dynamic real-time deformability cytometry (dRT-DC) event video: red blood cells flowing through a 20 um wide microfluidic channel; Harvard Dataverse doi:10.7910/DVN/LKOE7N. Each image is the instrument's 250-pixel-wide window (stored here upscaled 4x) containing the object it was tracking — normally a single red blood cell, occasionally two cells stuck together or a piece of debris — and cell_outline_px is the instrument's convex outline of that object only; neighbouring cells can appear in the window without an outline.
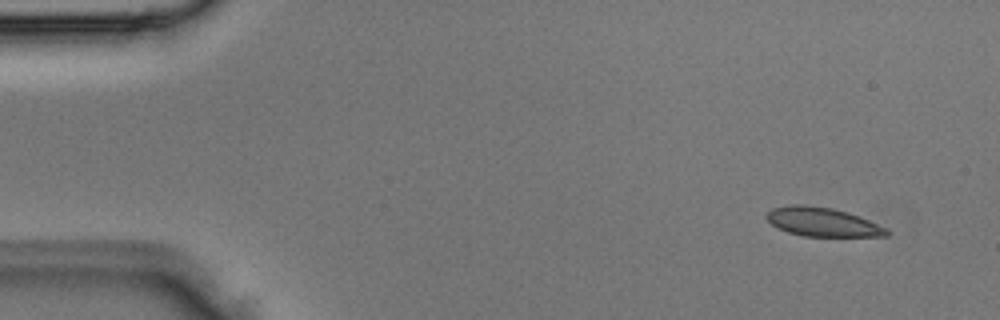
{"species": "Egyptian fruit bat (a non-hibernating species)", "species_latin": "Rousettus aegyptiacus", "temperature_condition": "room temperature", "stored_images_in_passage": 3, "camera_frame_rate_fps": 3000, "um_per_image_px": 0.085, "animal": {"sex": "male"}, "frame": {"image": 1, "passage_image": 1, "time_ms": 0.0, "image_size_px": [1000, 320], "cell_outline_px": [[892, 232], [888, 236], [804, 236], [788, 232], [772, 224], [764, 216], [772, 208], [792, 204], [804, 204], [832, 208], [848, 212], [860, 216], [888, 228]], "centroid_in_image_um": [69.96, 18.86], "position_along_channel_um": 15.0, "area_um2": 20.35}}
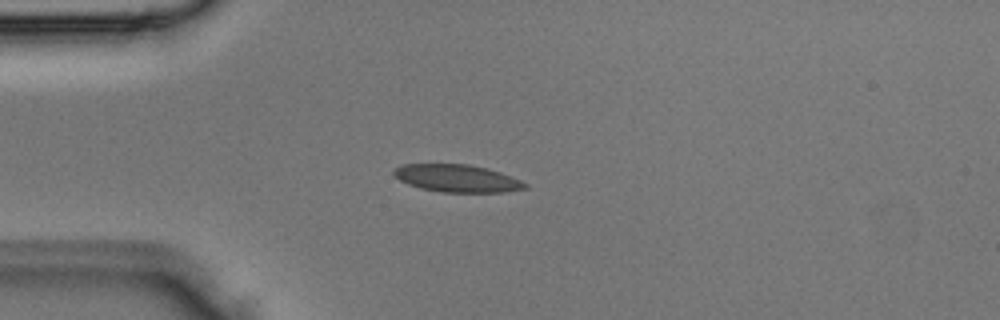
{"frame": {"image": 2, "passage_image": 3, "time_ms": 0.667, "image_size_px": [1000, 320], "cell_outline_px": [[528, 188], [504, 192], [440, 192], [420, 188], [408, 184], [400, 180], [392, 172], [400, 164], [468, 164], [488, 168], [500, 172], [520, 180], [528, 184]], "centroid_in_image_um": [38.86, 15.16], "position_along_channel_um": 46.1, "area_um2": 21.04}}